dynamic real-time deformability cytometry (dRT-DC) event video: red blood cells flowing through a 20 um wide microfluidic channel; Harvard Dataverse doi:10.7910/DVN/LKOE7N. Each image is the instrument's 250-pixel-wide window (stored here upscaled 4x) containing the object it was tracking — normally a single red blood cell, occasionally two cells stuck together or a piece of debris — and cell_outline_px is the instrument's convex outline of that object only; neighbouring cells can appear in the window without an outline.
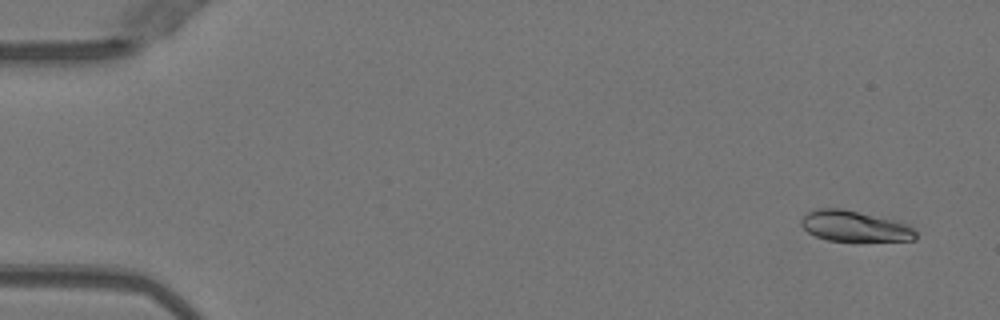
{"species": "Egyptian fruit bat (a non-hibernating species)", "species_latin": "Rousettus aegyptiacus", "temperature_condition": "warm", "stored_images_in_passage": 49, "camera_frame_rate_fps": 3000, "um_per_image_px": 0.085, "animal": {"sex": "female"}, "frame": {"image": 1, "passage_image": 1, "time_ms": 0.0, "image_size_px": [1000, 320], "cell_outline_px": [[916, 240], [828, 240], [816, 236], [808, 232], [800, 224], [800, 220], [808, 212], [816, 208], [840, 208], [896, 220], [908, 224], [916, 232]], "centroid_in_image_um": [72.63, 19.21], "position_along_channel_um": 12.4, "area_um2": 20.23}}
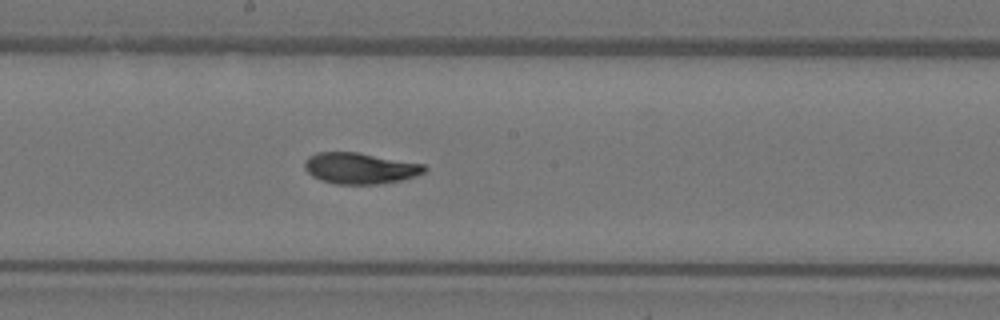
{"frame": {"image": 2, "passage_image": 26, "time_ms": 8.333, "image_size_px": [1000, 320], "cell_outline_px": [[428, 168], [424, 172], [416, 176], [400, 180], [380, 184], [336, 184], [320, 180], [312, 176], [304, 168], [304, 160], [308, 156], [316, 152], [356, 152], [424, 164]], "centroid_in_image_um": [30.57, 14.3], "position_along_channel_um": 217.6, "area_um2": 21.79}}
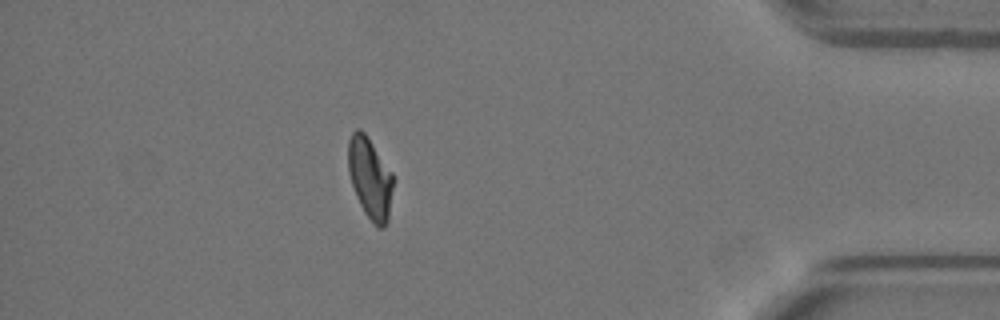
{"frame": {"image": 3, "passage_image": 43, "time_ms": 14.0, "image_size_px": [1000, 320], "cell_outline_px": [[392, 188], [388, 220], [384, 228], [380, 228], [364, 212], [356, 196], [348, 172], [348, 140], [352, 132], [356, 128], [360, 128], [364, 132], [392, 172]], "centroid_in_image_um": [31.43, 15.1], "position_along_channel_um": 403.8, "area_um2": 20.92}, "authors_computed_cell_mechanics": {"area_um2": 21.5594, "velocity_mm_per_s": 4.0226, "shape_relaxation_time_tau1_ms": 4.7286, "shape_relaxation_time_tau2_ms": 1.3608, "deformation_change_tau1": 0.2118, "deformation_change_tau2": 0.0652}}